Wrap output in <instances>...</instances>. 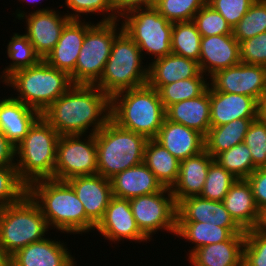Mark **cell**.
Returning a JSON list of instances; mask_svg holds the SVG:
<instances>
[{"instance_id": "obj_1", "label": "cell", "mask_w": 266, "mask_h": 266, "mask_svg": "<svg viewBox=\"0 0 266 266\" xmlns=\"http://www.w3.org/2000/svg\"><path fill=\"white\" fill-rule=\"evenodd\" d=\"M41 116L60 136L96 134L111 119V98L95 85L74 84Z\"/></svg>"}, {"instance_id": "obj_2", "label": "cell", "mask_w": 266, "mask_h": 266, "mask_svg": "<svg viewBox=\"0 0 266 266\" xmlns=\"http://www.w3.org/2000/svg\"><path fill=\"white\" fill-rule=\"evenodd\" d=\"M27 194L39 206L50 229L65 234L95 231L96 225L86 216L83 204L66 181L38 180L27 187Z\"/></svg>"}, {"instance_id": "obj_3", "label": "cell", "mask_w": 266, "mask_h": 266, "mask_svg": "<svg viewBox=\"0 0 266 266\" xmlns=\"http://www.w3.org/2000/svg\"><path fill=\"white\" fill-rule=\"evenodd\" d=\"M166 118L158 91L148 84L115 94L111 119L120 127L155 139Z\"/></svg>"}, {"instance_id": "obj_4", "label": "cell", "mask_w": 266, "mask_h": 266, "mask_svg": "<svg viewBox=\"0 0 266 266\" xmlns=\"http://www.w3.org/2000/svg\"><path fill=\"white\" fill-rule=\"evenodd\" d=\"M59 133L40 116L15 147V167L28 187L42 179H54Z\"/></svg>"}, {"instance_id": "obj_5", "label": "cell", "mask_w": 266, "mask_h": 266, "mask_svg": "<svg viewBox=\"0 0 266 266\" xmlns=\"http://www.w3.org/2000/svg\"><path fill=\"white\" fill-rule=\"evenodd\" d=\"M5 81L19 93L13 97L15 100L40 114L74 85L68 73L51 67L43 59L34 66L15 71Z\"/></svg>"}, {"instance_id": "obj_6", "label": "cell", "mask_w": 266, "mask_h": 266, "mask_svg": "<svg viewBox=\"0 0 266 266\" xmlns=\"http://www.w3.org/2000/svg\"><path fill=\"white\" fill-rule=\"evenodd\" d=\"M97 174L106 179L143 163L148 139L124 129L112 119L96 134Z\"/></svg>"}, {"instance_id": "obj_7", "label": "cell", "mask_w": 266, "mask_h": 266, "mask_svg": "<svg viewBox=\"0 0 266 266\" xmlns=\"http://www.w3.org/2000/svg\"><path fill=\"white\" fill-rule=\"evenodd\" d=\"M138 45L122 30L114 39L110 56L95 84L112 98L115 94L147 84L148 66Z\"/></svg>"}, {"instance_id": "obj_8", "label": "cell", "mask_w": 266, "mask_h": 266, "mask_svg": "<svg viewBox=\"0 0 266 266\" xmlns=\"http://www.w3.org/2000/svg\"><path fill=\"white\" fill-rule=\"evenodd\" d=\"M47 231L45 217L28 194L17 203L0 208V246L8 258L25 246L45 239Z\"/></svg>"}, {"instance_id": "obj_9", "label": "cell", "mask_w": 266, "mask_h": 266, "mask_svg": "<svg viewBox=\"0 0 266 266\" xmlns=\"http://www.w3.org/2000/svg\"><path fill=\"white\" fill-rule=\"evenodd\" d=\"M119 21H99L86 31L75 71L70 75L73 84L95 85L99 81L110 56L113 41L123 30Z\"/></svg>"}, {"instance_id": "obj_10", "label": "cell", "mask_w": 266, "mask_h": 266, "mask_svg": "<svg viewBox=\"0 0 266 266\" xmlns=\"http://www.w3.org/2000/svg\"><path fill=\"white\" fill-rule=\"evenodd\" d=\"M121 19L123 30L138 45L142 55L145 51L156 60L172 53L173 23L154 7L133 10Z\"/></svg>"}, {"instance_id": "obj_11", "label": "cell", "mask_w": 266, "mask_h": 266, "mask_svg": "<svg viewBox=\"0 0 266 266\" xmlns=\"http://www.w3.org/2000/svg\"><path fill=\"white\" fill-rule=\"evenodd\" d=\"M129 201L138 228L149 240L161 229L176 235L177 203L170 188Z\"/></svg>"}, {"instance_id": "obj_12", "label": "cell", "mask_w": 266, "mask_h": 266, "mask_svg": "<svg viewBox=\"0 0 266 266\" xmlns=\"http://www.w3.org/2000/svg\"><path fill=\"white\" fill-rule=\"evenodd\" d=\"M95 174H97L95 134L60 136L57 142L54 179L67 181L73 177Z\"/></svg>"}, {"instance_id": "obj_13", "label": "cell", "mask_w": 266, "mask_h": 266, "mask_svg": "<svg viewBox=\"0 0 266 266\" xmlns=\"http://www.w3.org/2000/svg\"><path fill=\"white\" fill-rule=\"evenodd\" d=\"M15 15L18 20L26 19L25 24L27 25L24 35L29 39L36 53L43 60L55 47L64 26L71 20L65 13L63 16L60 12L49 7L40 8L28 13V15L18 9Z\"/></svg>"}, {"instance_id": "obj_14", "label": "cell", "mask_w": 266, "mask_h": 266, "mask_svg": "<svg viewBox=\"0 0 266 266\" xmlns=\"http://www.w3.org/2000/svg\"><path fill=\"white\" fill-rule=\"evenodd\" d=\"M209 79L214 91L250 96L258 103L266 91V67L261 65L239 63L216 71Z\"/></svg>"}, {"instance_id": "obj_15", "label": "cell", "mask_w": 266, "mask_h": 266, "mask_svg": "<svg viewBox=\"0 0 266 266\" xmlns=\"http://www.w3.org/2000/svg\"><path fill=\"white\" fill-rule=\"evenodd\" d=\"M95 229L104 238L114 243L129 240L138 243L150 241L138 228L129 199L112 197L103 218ZM117 241V242H116Z\"/></svg>"}, {"instance_id": "obj_16", "label": "cell", "mask_w": 266, "mask_h": 266, "mask_svg": "<svg viewBox=\"0 0 266 266\" xmlns=\"http://www.w3.org/2000/svg\"><path fill=\"white\" fill-rule=\"evenodd\" d=\"M177 222H202L227 228L232 234H245L223 202L191 196L177 204Z\"/></svg>"}, {"instance_id": "obj_17", "label": "cell", "mask_w": 266, "mask_h": 266, "mask_svg": "<svg viewBox=\"0 0 266 266\" xmlns=\"http://www.w3.org/2000/svg\"><path fill=\"white\" fill-rule=\"evenodd\" d=\"M66 182L83 204L86 216L97 225L113 197L110 179L95 174L73 177Z\"/></svg>"}, {"instance_id": "obj_18", "label": "cell", "mask_w": 266, "mask_h": 266, "mask_svg": "<svg viewBox=\"0 0 266 266\" xmlns=\"http://www.w3.org/2000/svg\"><path fill=\"white\" fill-rule=\"evenodd\" d=\"M199 66L205 76L241 63L240 44L233 34L202 37Z\"/></svg>"}, {"instance_id": "obj_19", "label": "cell", "mask_w": 266, "mask_h": 266, "mask_svg": "<svg viewBox=\"0 0 266 266\" xmlns=\"http://www.w3.org/2000/svg\"><path fill=\"white\" fill-rule=\"evenodd\" d=\"M92 25L91 22H85L82 19H71L64 26L57 44L44 60L51 67L71 75L75 71L86 31Z\"/></svg>"}, {"instance_id": "obj_20", "label": "cell", "mask_w": 266, "mask_h": 266, "mask_svg": "<svg viewBox=\"0 0 266 266\" xmlns=\"http://www.w3.org/2000/svg\"><path fill=\"white\" fill-rule=\"evenodd\" d=\"M74 260L64 243L45 238L18 250L9 258V266H70Z\"/></svg>"}, {"instance_id": "obj_21", "label": "cell", "mask_w": 266, "mask_h": 266, "mask_svg": "<svg viewBox=\"0 0 266 266\" xmlns=\"http://www.w3.org/2000/svg\"><path fill=\"white\" fill-rule=\"evenodd\" d=\"M259 103L250 96L210 88V124L220 126L240 118H258Z\"/></svg>"}, {"instance_id": "obj_22", "label": "cell", "mask_w": 266, "mask_h": 266, "mask_svg": "<svg viewBox=\"0 0 266 266\" xmlns=\"http://www.w3.org/2000/svg\"><path fill=\"white\" fill-rule=\"evenodd\" d=\"M155 140L179 161L194 156L205 149L204 136L183 124L165 118Z\"/></svg>"}, {"instance_id": "obj_23", "label": "cell", "mask_w": 266, "mask_h": 266, "mask_svg": "<svg viewBox=\"0 0 266 266\" xmlns=\"http://www.w3.org/2000/svg\"><path fill=\"white\" fill-rule=\"evenodd\" d=\"M213 160L214 158L204 149L200 153L180 161L179 176L171 188L177 204L182 199L200 196Z\"/></svg>"}, {"instance_id": "obj_24", "label": "cell", "mask_w": 266, "mask_h": 266, "mask_svg": "<svg viewBox=\"0 0 266 266\" xmlns=\"http://www.w3.org/2000/svg\"><path fill=\"white\" fill-rule=\"evenodd\" d=\"M41 114L21 101L0 99V131L16 147Z\"/></svg>"}, {"instance_id": "obj_25", "label": "cell", "mask_w": 266, "mask_h": 266, "mask_svg": "<svg viewBox=\"0 0 266 266\" xmlns=\"http://www.w3.org/2000/svg\"><path fill=\"white\" fill-rule=\"evenodd\" d=\"M110 181L113 196L123 199L153 194L165 188L144 163L121 171Z\"/></svg>"}, {"instance_id": "obj_26", "label": "cell", "mask_w": 266, "mask_h": 266, "mask_svg": "<svg viewBox=\"0 0 266 266\" xmlns=\"http://www.w3.org/2000/svg\"><path fill=\"white\" fill-rule=\"evenodd\" d=\"M148 64L147 84L156 90L179 80L198 77L202 72L199 63L173 53Z\"/></svg>"}, {"instance_id": "obj_27", "label": "cell", "mask_w": 266, "mask_h": 266, "mask_svg": "<svg viewBox=\"0 0 266 266\" xmlns=\"http://www.w3.org/2000/svg\"><path fill=\"white\" fill-rule=\"evenodd\" d=\"M245 234H233L228 240L194 250L188 261L191 266H240L243 263Z\"/></svg>"}, {"instance_id": "obj_28", "label": "cell", "mask_w": 266, "mask_h": 266, "mask_svg": "<svg viewBox=\"0 0 266 266\" xmlns=\"http://www.w3.org/2000/svg\"><path fill=\"white\" fill-rule=\"evenodd\" d=\"M222 202L233 220L244 231L256 229L260 218V210L247 179H238L230 187Z\"/></svg>"}, {"instance_id": "obj_29", "label": "cell", "mask_w": 266, "mask_h": 266, "mask_svg": "<svg viewBox=\"0 0 266 266\" xmlns=\"http://www.w3.org/2000/svg\"><path fill=\"white\" fill-rule=\"evenodd\" d=\"M166 118L207 135L210 124V87L200 96L172 104L166 109Z\"/></svg>"}, {"instance_id": "obj_30", "label": "cell", "mask_w": 266, "mask_h": 266, "mask_svg": "<svg viewBox=\"0 0 266 266\" xmlns=\"http://www.w3.org/2000/svg\"><path fill=\"white\" fill-rule=\"evenodd\" d=\"M143 163L166 188H172L179 176L180 161L155 139H148Z\"/></svg>"}, {"instance_id": "obj_31", "label": "cell", "mask_w": 266, "mask_h": 266, "mask_svg": "<svg viewBox=\"0 0 266 266\" xmlns=\"http://www.w3.org/2000/svg\"><path fill=\"white\" fill-rule=\"evenodd\" d=\"M257 118H240L229 123L210 127L204 137L205 150L215 158L221 152L244 141V137L253 120Z\"/></svg>"}, {"instance_id": "obj_32", "label": "cell", "mask_w": 266, "mask_h": 266, "mask_svg": "<svg viewBox=\"0 0 266 266\" xmlns=\"http://www.w3.org/2000/svg\"><path fill=\"white\" fill-rule=\"evenodd\" d=\"M233 234L224 227L214 226L210 223L202 222H177L176 237L195 244V247L189 250L190 255L194 250L213 243L224 242L228 240Z\"/></svg>"}, {"instance_id": "obj_33", "label": "cell", "mask_w": 266, "mask_h": 266, "mask_svg": "<svg viewBox=\"0 0 266 266\" xmlns=\"http://www.w3.org/2000/svg\"><path fill=\"white\" fill-rule=\"evenodd\" d=\"M6 48L8 58L12 62L1 72L0 80L2 79L3 84L15 71L34 66L42 60L29 39L23 34L14 33Z\"/></svg>"}, {"instance_id": "obj_34", "label": "cell", "mask_w": 266, "mask_h": 266, "mask_svg": "<svg viewBox=\"0 0 266 266\" xmlns=\"http://www.w3.org/2000/svg\"><path fill=\"white\" fill-rule=\"evenodd\" d=\"M202 36L193 21L173 23L171 32L172 53L199 61Z\"/></svg>"}, {"instance_id": "obj_35", "label": "cell", "mask_w": 266, "mask_h": 266, "mask_svg": "<svg viewBox=\"0 0 266 266\" xmlns=\"http://www.w3.org/2000/svg\"><path fill=\"white\" fill-rule=\"evenodd\" d=\"M201 73L198 77L187 78L160 86L157 91L165 109L174 103L200 96L208 87L207 76Z\"/></svg>"}, {"instance_id": "obj_36", "label": "cell", "mask_w": 266, "mask_h": 266, "mask_svg": "<svg viewBox=\"0 0 266 266\" xmlns=\"http://www.w3.org/2000/svg\"><path fill=\"white\" fill-rule=\"evenodd\" d=\"M214 160L237 179H246L256 169L249 147L243 142L221 152Z\"/></svg>"}, {"instance_id": "obj_37", "label": "cell", "mask_w": 266, "mask_h": 266, "mask_svg": "<svg viewBox=\"0 0 266 266\" xmlns=\"http://www.w3.org/2000/svg\"><path fill=\"white\" fill-rule=\"evenodd\" d=\"M237 180L238 179L232 173L228 172L217 161L213 160L209 166L200 197L222 202L230 187Z\"/></svg>"}, {"instance_id": "obj_38", "label": "cell", "mask_w": 266, "mask_h": 266, "mask_svg": "<svg viewBox=\"0 0 266 266\" xmlns=\"http://www.w3.org/2000/svg\"><path fill=\"white\" fill-rule=\"evenodd\" d=\"M263 32H266V3L254 1L243 18L232 28V34L240 43Z\"/></svg>"}, {"instance_id": "obj_39", "label": "cell", "mask_w": 266, "mask_h": 266, "mask_svg": "<svg viewBox=\"0 0 266 266\" xmlns=\"http://www.w3.org/2000/svg\"><path fill=\"white\" fill-rule=\"evenodd\" d=\"M207 0H156L154 8L169 22L193 21Z\"/></svg>"}, {"instance_id": "obj_40", "label": "cell", "mask_w": 266, "mask_h": 266, "mask_svg": "<svg viewBox=\"0 0 266 266\" xmlns=\"http://www.w3.org/2000/svg\"><path fill=\"white\" fill-rule=\"evenodd\" d=\"M27 186L20 180L15 166H0V208L20 201Z\"/></svg>"}, {"instance_id": "obj_41", "label": "cell", "mask_w": 266, "mask_h": 266, "mask_svg": "<svg viewBox=\"0 0 266 266\" xmlns=\"http://www.w3.org/2000/svg\"><path fill=\"white\" fill-rule=\"evenodd\" d=\"M193 22L202 37L232 34L225 18L207 3L194 15Z\"/></svg>"}, {"instance_id": "obj_42", "label": "cell", "mask_w": 266, "mask_h": 266, "mask_svg": "<svg viewBox=\"0 0 266 266\" xmlns=\"http://www.w3.org/2000/svg\"><path fill=\"white\" fill-rule=\"evenodd\" d=\"M243 143L249 147L256 168L266 167V121L259 117L252 121Z\"/></svg>"}, {"instance_id": "obj_43", "label": "cell", "mask_w": 266, "mask_h": 266, "mask_svg": "<svg viewBox=\"0 0 266 266\" xmlns=\"http://www.w3.org/2000/svg\"><path fill=\"white\" fill-rule=\"evenodd\" d=\"M64 4L73 11V14L69 11L66 13L70 19L81 20L82 14H98L101 12L102 15L105 13L101 22L121 20L115 15L111 0H65Z\"/></svg>"}, {"instance_id": "obj_44", "label": "cell", "mask_w": 266, "mask_h": 266, "mask_svg": "<svg viewBox=\"0 0 266 266\" xmlns=\"http://www.w3.org/2000/svg\"><path fill=\"white\" fill-rule=\"evenodd\" d=\"M243 263L246 266H266V237L255 229L245 231Z\"/></svg>"}, {"instance_id": "obj_45", "label": "cell", "mask_w": 266, "mask_h": 266, "mask_svg": "<svg viewBox=\"0 0 266 266\" xmlns=\"http://www.w3.org/2000/svg\"><path fill=\"white\" fill-rule=\"evenodd\" d=\"M239 44L241 63L266 67V32L241 41Z\"/></svg>"}, {"instance_id": "obj_46", "label": "cell", "mask_w": 266, "mask_h": 266, "mask_svg": "<svg viewBox=\"0 0 266 266\" xmlns=\"http://www.w3.org/2000/svg\"><path fill=\"white\" fill-rule=\"evenodd\" d=\"M255 0H207V4L218 11L233 28L247 13Z\"/></svg>"}, {"instance_id": "obj_47", "label": "cell", "mask_w": 266, "mask_h": 266, "mask_svg": "<svg viewBox=\"0 0 266 266\" xmlns=\"http://www.w3.org/2000/svg\"><path fill=\"white\" fill-rule=\"evenodd\" d=\"M260 211L266 209V167L256 168L247 178Z\"/></svg>"}, {"instance_id": "obj_48", "label": "cell", "mask_w": 266, "mask_h": 266, "mask_svg": "<svg viewBox=\"0 0 266 266\" xmlns=\"http://www.w3.org/2000/svg\"><path fill=\"white\" fill-rule=\"evenodd\" d=\"M155 3L156 0H111L114 13L119 19L133 10L154 7Z\"/></svg>"}, {"instance_id": "obj_49", "label": "cell", "mask_w": 266, "mask_h": 266, "mask_svg": "<svg viewBox=\"0 0 266 266\" xmlns=\"http://www.w3.org/2000/svg\"><path fill=\"white\" fill-rule=\"evenodd\" d=\"M15 146L0 131V166H15Z\"/></svg>"}, {"instance_id": "obj_50", "label": "cell", "mask_w": 266, "mask_h": 266, "mask_svg": "<svg viewBox=\"0 0 266 266\" xmlns=\"http://www.w3.org/2000/svg\"><path fill=\"white\" fill-rule=\"evenodd\" d=\"M255 230L263 237H266V209L260 211L259 222Z\"/></svg>"}, {"instance_id": "obj_51", "label": "cell", "mask_w": 266, "mask_h": 266, "mask_svg": "<svg viewBox=\"0 0 266 266\" xmlns=\"http://www.w3.org/2000/svg\"><path fill=\"white\" fill-rule=\"evenodd\" d=\"M258 117L266 121V91L259 101Z\"/></svg>"}, {"instance_id": "obj_52", "label": "cell", "mask_w": 266, "mask_h": 266, "mask_svg": "<svg viewBox=\"0 0 266 266\" xmlns=\"http://www.w3.org/2000/svg\"><path fill=\"white\" fill-rule=\"evenodd\" d=\"M0 266H9V258L4 254L0 246Z\"/></svg>"}, {"instance_id": "obj_53", "label": "cell", "mask_w": 266, "mask_h": 266, "mask_svg": "<svg viewBox=\"0 0 266 266\" xmlns=\"http://www.w3.org/2000/svg\"><path fill=\"white\" fill-rule=\"evenodd\" d=\"M18 1H22V2L26 1V3H27V1L30 2V3L33 2V4L35 2L37 4V2L41 1V0H18Z\"/></svg>"}, {"instance_id": "obj_54", "label": "cell", "mask_w": 266, "mask_h": 266, "mask_svg": "<svg viewBox=\"0 0 266 266\" xmlns=\"http://www.w3.org/2000/svg\"><path fill=\"white\" fill-rule=\"evenodd\" d=\"M76 263H77V262L74 261L70 266H76V265H77Z\"/></svg>"}, {"instance_id": "obj_55", "label": "cell", "mask_w": 266, "mask_h": 266, "mask_svg": "<svg viewBox=\"0 0 266 266\" xmlns=\"http://www.w3.org/2000/svg\"><path fill=\"white\" fill-rule=\"evenodd\" d=\"M255 1H258V2H265V3H266V0H255Z\"/></svg>"}]
</instances>
